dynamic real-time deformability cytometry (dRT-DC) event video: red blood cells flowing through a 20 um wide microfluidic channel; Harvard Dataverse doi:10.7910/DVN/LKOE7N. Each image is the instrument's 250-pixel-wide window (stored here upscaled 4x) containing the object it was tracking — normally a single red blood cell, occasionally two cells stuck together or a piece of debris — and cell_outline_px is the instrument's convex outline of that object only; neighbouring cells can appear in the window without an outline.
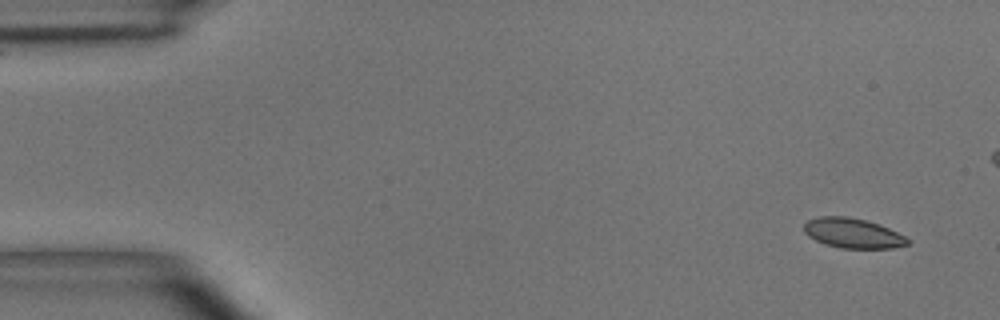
{"species": "common noctule bat (a hibernating species)", "species_latin": "Nyctalus noctula", "temperature_condition": "room temperature", "stored_images_in_passage": 6, "camera_frame_rate_fps": 3000, "um_per_image_px": 0.085, "animal": {"sex": "male", "body_mass_g": 15.6}, "frame": {"image": 1, "passage_image": 1, "time_ms": 0.0, "image_size_px": [1000, 320], "cell_outline_px": [[908, 244], [892, 248], [840, 248], [824, 244], [808, 236], [804, 232], [804, 224], [808, 220], [820, 216], [848, 216], [880, 224], [904, 236], [908, 240]], "centroid_in_image_um": [72.45, 19.81], "position_along_channel_um": 12.6, "area_um2": 17.92}}
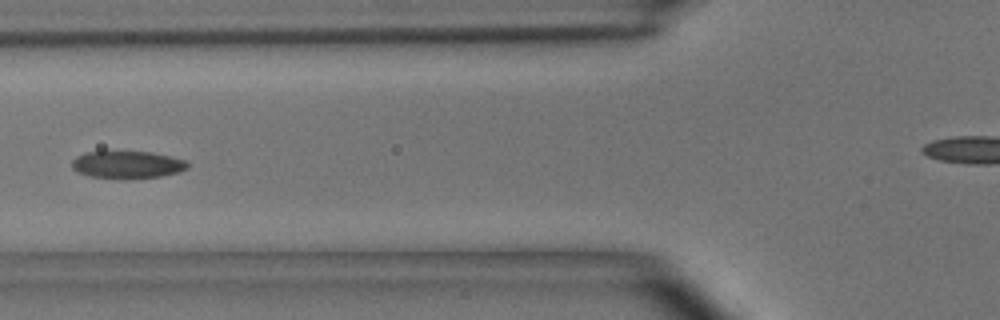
{"frame": {"image": 2, "passage_image": 6, "time_ms": 5.667, "image_size_px": [1000, 320], "cell_outline_px": [[188, 168], [180, 172], [160, 176], [128, 180], [120, 180], [92, 176], [76, 172], [72, 168], [72, 160], [76, 156], [84, 152], [152, 152], [184, 160], [188, 164]], "centroid_in_image_um": [10.79, 14.02], "position_along_channel_um": 115.0, "area_um2": 18.67}}